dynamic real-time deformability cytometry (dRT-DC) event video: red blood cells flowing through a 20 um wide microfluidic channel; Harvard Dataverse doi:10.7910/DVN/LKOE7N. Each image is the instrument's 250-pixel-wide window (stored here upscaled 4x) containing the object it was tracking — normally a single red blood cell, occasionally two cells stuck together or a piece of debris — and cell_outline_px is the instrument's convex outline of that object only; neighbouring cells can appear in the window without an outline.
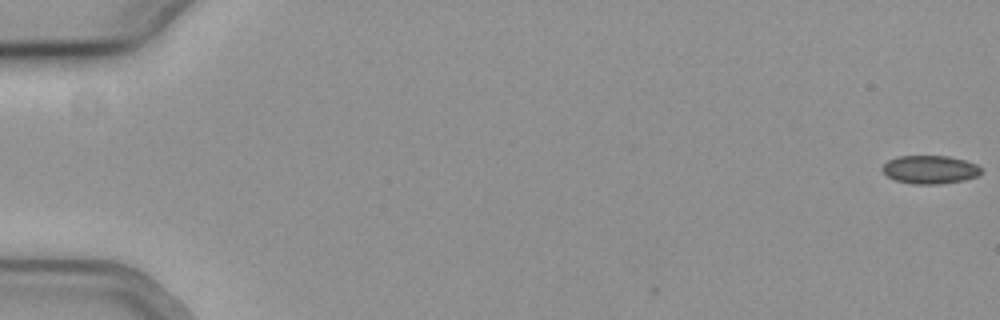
{"species": "common noctule bat (a hibernating species)", "species_latin": "Nyctalus noctula", "temperature_condition": "cold", "stored_images_in_passage": 6, "camera_frame_rate_fps": 3000, "um_per_image_px": 0.085, "animal": {"sex": "female", "body_mass_g": 19.3, "forearm_length_mm": 54.1}, "frame": {"image": 1, "passage_image": 1, "time_ms": 0.0, "image_size_px": [1000, 320], "cell_outline_px": [[980, 172], [976, 176], [964, 180], [940, 184], [912, 184], [896, 180], [888, 176], [880, 168], [888, 160], [900, 156], [948, 156], [964, 160], [976, 164], [980, 168]], "centroid_in_image_um": [79.02, 14.41], "position_along_channel_um": 6.0, "area_um2": 16.13}}